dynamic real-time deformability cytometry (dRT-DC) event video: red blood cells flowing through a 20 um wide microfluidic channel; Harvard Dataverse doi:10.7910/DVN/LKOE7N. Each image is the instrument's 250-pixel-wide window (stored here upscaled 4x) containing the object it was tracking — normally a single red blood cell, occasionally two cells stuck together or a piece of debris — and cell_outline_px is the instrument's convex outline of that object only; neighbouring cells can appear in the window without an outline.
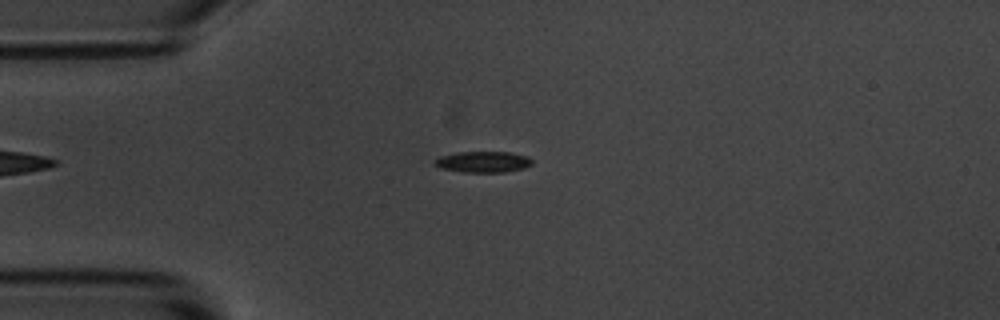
{"species": "common noctule bat (a hibernating species)", "species_latin": "Nyctalus noctula", "temperature_condition": "room temperature", "stored_images_in_passage": 54, "camera_frame_rate_fps": 3000, "um_per_image_px": 0.085, "animal": {"sex": "male", "body_mass_g": 20.1, "forearm_length_mm": 53.5}, "frame": {"image": 1, "passage_image": 13, "time_ms": 4.0, "image_size_px": [1000, 320], "cell_outline_px": [[532, 164], [524, 168], [504, 172], [464, 172], [440, 168], [432, 164], [440, 156], [456, 152], [508, 152], [528, 156], [532, 160]], "centroid_in_image_um": [41.05, 13.76], "position_along_channel_um": 43.9, "area_um2": 11.96}}
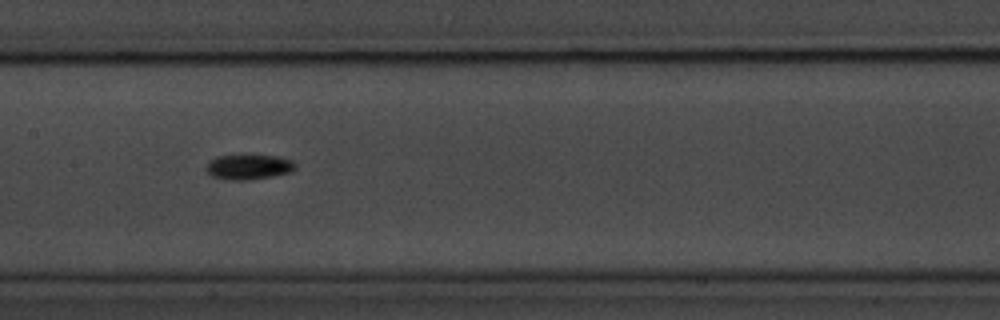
{"frame": {"image": 2, "passage_image": 26, "time_ms": 8.333, "image_size_px": [1000, 320], "cell_outline_px": [[296, 168], [292, 172], [272, 176], [248, 180], [232, 180], [212, 176], [208, 172], [208, 160], [216, 156], [236, 152], [240, 152], [276, 156], [292, 160], [296, 164]], "centroid_in_image_um": [21.14, 14.12], "position_along_channel_um": 186.3, "area_um2": 13.7}}
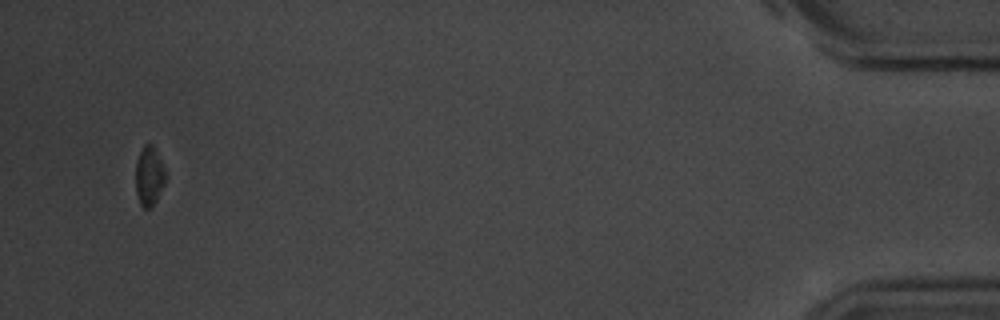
{"frame": {"image": 3, "passage_image": 52, "time_ms": 17.0, "image_size_px": [1000, 320], "cell_outline_px": [[164, 184], [152, 208], [144, 208], [140, 204], [136, 192], [136, 164], [140, 152], [144, 144], [152, 144], [164, 168]], "centroid_in_image_um": [12.66, 14.99], "position_along_channel_um": 422.5, "area_um2": 10.0}, "authors_computed_cell_mechanics": {"area_um2": 11.7912, "velocity_mm_per_s": 3.6764, "shape_relaxation_time_tau1_ms": 2.2616, "shape_relaxation_time_tau2_ms": null, "deformation_change_tau1": 0.0889, "deformation_change_tau2": null}}